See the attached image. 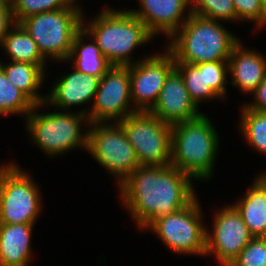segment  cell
Returning a JSON list of instances; mask_svg holds the SVG:
<instances>
[{
  "label": "cell",
  "mask_w": 266,
  "mask_h": 266,
  "mask_svg": "<svg viewBox=\"0 0 266 266\" xmlns=\"http://www.w3.org/2000/svg\"><path fill=\"white\" fill-rule=\"evenodd\" d=\"M190 180L173 166L140 165L119 187L127 209L144 229L195 199Z\"/></svg>",
  "instance_id": "obj_1"
},
{
  "label": "cell",
  "mask_w": 266,
  "mask_h": 266,
  "mask_svg": "<svg viewBox=\"0 0 266 266\" xmlns=\"http://www.w3.org/2000/svg\"><path fill=\"white\" fill-rule=\"evenodd\" d=\"M179 28L180 35L168 46L175 62L199 64L228 61L238 39L217 21L191 12Z\"/></svg>",
  "instance_id": "obj_2"
},
{
  "label": "cell",
  "mask_w": 266,
  "mask_h": 266,
  "mask_svg": "<svg viewBox=\"0 0 266 266\" xmlns=\"http://www.w3.org/2000/svg\"><path fill=\"white\" fill-rule=\"evenodd\" d=\"M218 142L214 127L203 114L173 124L170 166L191 178H208L214 167Z\"/></svg>",
  "instance_id": "obj_3"
},
{
  "label": "cell",
  "mask_w": 266,
  "mask_h": 266,
  "mask_svg": "<svg viewBox=\"0 0 266 266\" xmlns=\"http://www.w3.org/2000/svg\"><path fill=\"white\" fill-rule=\"evenodd\" d=\"M112 65H131L129 53L154 36L145 24L130 11L106 9L83 28Z\"/></svg>",
  "instance_id": "obj_4"
},
{
  "label": "cell",
  "mask_w": 266,
  "mask_h": 266,
  "mask_svg": "<svg viewBox=\"0 0 266 266\" xmlns=\"http://www.w3.org/2000/svg\"><path fill=\"white\" fill-rule=\"evenodd\" d=\"M81 10L70 5L55 11L31 15L19 22L37 43L45 58L68 59L75 35L83 28ZM47 55V56H46Z\"/></svg>",
  "instance_id": "obj_5"
},
{
  "label": "cell",
  "mask_w": 266,
  "mask_h": 266,
  "mask_svg": "<svg viewBox=\"0 0 266 266\" xmlns=\"http://www.w3.org/2000/svg\"><path fill=\"white\" fill-rule=\"evenodd\" d=\"M133 146L140 165L170 166L172 125L149 111H138L118 122Z\"/></svg>",
  "instance_id": "obj_6"
},
{
  "label": "cell",
  "mask_w": 266,
  "mask_h": 266,
  "mask_svg": "<svg viewBox=\"0 0 266 266\" xmlns=\"http://www.w3.org/2000/svg\"><path fill=\"white\" fill-rule=\"evenodd\" d=\"M18 168H0V224H34L41 208L37 186Z\"/></svg>",
  "instance_id": "obj_7"
},
{
  "label": "cell",
  "mask_w": 266,
  "mask_h": 266,
  "mask_svg": "<svg viewBox=\"0 0 266 266\" xmlns=\"http://www.w3.org/2000/svg\"><path fill=\"white\" fill-rule=\"evenodd\" d=\"M37 107L40 105H35L27 115V128L35 143L47 154L57 155L79 145L87 149L88 134H80V124L87 115L85 110L77 114L54 112L37 115L34 112Z\"/></svg>",
  "instance_id": "obj_8"
},
{
  "label": "cell",
  "mask_w": 266,
  "mask_h": 266,
  "mask_svg": "<svg viewBox=\"0 0 266 266\" xmlns=\"http://www.w3.org/2000/svg\"><path fill=\"white\" fill-rule=\"evenodd\" d=\"M99 124H90L94 126L87 132V151L107 170L120 177L121 184L140 166L136 152L118 122L115 126Z\"/></svg>",
  "instance_id": "obj_9"
},
{
  "label": "cell",
  "mask_w": 266,
  "mask_h": 266,
  "mask_svg": "<svg viewBox=\"0 0 266 266\" xmlns=\"http://www.w3.org/2000/svg\"><path fill=\"white\" fill-rule=\"evenodd\" d=\"M196 198L185 208L154 220L148 228L177 253H206V230Z\"/></svg>",
  "instance_id": "obj_10"
},
{
  "label": "cell",
  "mask_w": 266,
  "mask_h": 266,
  "mask_svg": "<svg viewBox=\"0 0 266 266\" xmlns=\"http://www.w3.org/2000/svg\"><path fill=\"white\" fill-rule=\"evenodd\" d=\"M94 98L93 108L86 115L89 124L116 118V122H119L138 112L135 108L131 111L127 109L131 99L129 65H113L99 80Z\"/></svg>",
  "instance_id": "obj_11"
},
{
  "label": "cell",
  "mask_w": 266,
  "mask_h": 266,
  "mask_svg": "<svg viewBox=\"0 0 266 266\" xmlns=\"http://www.w3.org/2000/svg\"><path fill=\"white\" fill-rule=\"evenodd\" d=\"M175 69L173 54L155 55L129 65L131 99L137 111H149L158 101L169 74ZM150 102V104H148Z\"/></svg>",
  "instance_id": "obj_12"
},
{
  "label": "cell",
  "mask_w": 266,
  "mask_h": 266,
  "mask_svg": "<svg viewBox=\"0 0 266 266\" xmlns=\"http://www.w3.org/2000/svg\"><path fill=\"white\" fill-rule=\"evenodd\" d=\"M213 234L206 232V253L214 251L219 262L229 266L254 238L234 206L218 212Z\"/></svg>",
  "instance_id": "obj_13"
},
{
  "label": "cell",
  "mask_w": 266,
  "mask_h": 266,
  "mask_svg": "<svg viewBox=\"0 0 266 266\" xmlns=\"http://www.w3.org/2000/svg\"><path fill=\"white\" fill-rule=\"evenodd\" d=\"M197 105L189 96L184 79L175 68L166 79L158 101L149 112L168 124H176L198 118Z\"/></svg>",
  "instance_id": "obj_14"
},
{
  "label": "cell",
  "mask_w": 266,
  "mask_h": 266,
  "mask_svg": "<svg viewBox=\"0 0 266 266\" xmlns=\"http://www.w3.org/2000/svg\"><path fill=\"white\" fill-rule=\"evenodd\" d=\"M142 5L140 11L130 12L139 18L148 30L155 35L163 32L165 35L175 36L179 31L180 18H182L187 5L191 0H139ZM180 24V25H179ZM178 30V31H177Z\"/></svg>",
  "instance_id": "obj_15"
},
{
  "label": "cell",
  "mask_w": 266,
  "mask_h": 266,
  "mask_svg": "<svg viewBox=\"0 0 266 266\" xmlns=\"http://www.w3.org/2000/svg\"><path fill=\"white\" fill-rule=\"evenodd\" d=\"M238 42L232 50L228 60V71L232 74L233 85L244 92H254L266 78V61L264 56L256 51L242 49Z\"/></svg>",
  "instance_id": "obj_16"
},
{
  "label": "cell",
  "mask_w": 266,
  "mask_h": 266,
  "mask_svg": "<svg viewBox=\"0 0 266 266\" xmlns=\"http://www.w3.org/2000/svg\"><path fill=\"white\" fill-rule=\"evenodd\" d=\"M99 78L84 74L75 69L74 72L62 77L54 86L45 103L67 108L79 105L95 97L98 89ZM49 101V102H48Z\"/></svg>",
  "instance_id": "obj_17"
},
{
  "label": "cell",
  "mask_w": 266,
  "mask_h": 266,
  "mask_svg": "<svg viewBox=\"0 0 266 266\" xmlns=\"http://www.w3.org/2000/svg\"><path fill=\"white\" fill-rule=\"evenodd\" d=\"M34 224H0V266H27Z\"/></svg>",
  "instance_id": "obj_18"
},
{
  "label": "cell",
  "mask_w": 266,
  "mask_h": 266,
  "mask_svg": "<svg viewBox=\"0 0 266 266\" xmlns=\"http://www.w3.org/2000/svg\"><path fill=\"white\" fill-rule=\"evenodd\" d=\"M241 202L233 206L253 237H266V175H261Z\"/></svg>",
  "instance_id": "obj_19"
},
{
  "label": "cell",
  "mask_w": 266,
  "mask_h": 266,
  "mask_svg": "<svg viewBox=\"0 0 266 266\" xmlns=\"http://www.w3.org/2000/svg\"><path fill=\"white\" fill-rule=\"evenodd\" d=\"M0 68L4 71L8 80L20 91H22L35 105L45 103L44 99L36 92L43 81L44 68L23 62H15L5 65L0 63Z\"/></svg>",
  "instance_id": "obj_20"
},
{
  "label": "cell",
  "mask_w": 266,
  "mask_h": 266,
  "mask_svg": "<svg viewBox=\"0 0 266 266\" xmlns=\"http://www.w3.org/2000/svg\"><path fill=\"white\" fill-rule=\"evenodd\" d=\"M83 35L87 36V33L82 28L74 37L68 60L77 55L74 61L76 70L101 79L113 65L102 55L96 42L82 44Z\"/></svg>",
  "instance_id": "obj_21"
},
{
  "label": "cell",
  "mask_w": 266,
  "mask_h": 266,
  "mask_svg": "<svg viewBox=\"0 0 266 266\" xmlns=\"http://www.w3.org/2000/svg\"><path fill=\"white\" fill-rule=\"evenodd\" d=\"M12 27L14 31H8L2 41V46L11 60L40 65L43 68L46 58L40 53L37 43L19 23H14Z\"/></svg>",
  "instance_id": "obj_22"
},
{
  "label": "cell",
  "mask_w": 266,
  "mask_h": 266,
  "mask_svg": "<svg viewBox=\"0 0 266 266\" xmlns=\"http://www.w3.org/2000/svg\"><path fill=\"white\" fill-rule=\"evenodd\" d=\"M175 68L182 75L189 96L197 106L202 99L219 97L207 84L206 62L199 64L175 62Z\"/></svg>",
  "instance_id": "obj_23"
},
{
  "label": "cell",
  "mask_w": 266,
  "mask_h": 266,
  "mask_svg": "<svg viewBox=\"0 0 266 266\" xmlns=\"http://www.w3.org/2000/svg\"><path fill=\"white\" fill-rule=\"evenodd\" d=\"M35 104L7 78L0 68V115L26 113L33 110Z\"/></svg>",
  "instance_id": "obj_24"
},
{
  "label": "cell",
  "mask_w": 266,
  "mask_h": 266,
  "mask_svg": "<svg viewBox=\"0 0 266 266\" xmlns=\"http://www.w3.org/2000/svg\"><path fill=\"white\" fill-rule=\"evenodd\" d=\"M242 133L252 147L266 154V112L254 111L243 107Z\"/></svg>",
  "instance_id": "obj_25"
},
{
  "label": "cell",
  "mask_w": 266,
  "mask_h": 266,
  "mask_svg": "<svg viewBox=\"0 0 266 266\" xmlns=\"http://www.w3.org/2000/svg\"><path fill=\"white\" fill-rule=\"evenodd\" d=\"M75 0H10L11 10L15 23L43 12L66 8Z\"/></svg>",
  "instance_id": "obj_26"
},
{
  "label": "cell",
  "mask_w": 266,
  "mask_h": 266,
  "mask_svg": "<svg viewBox=\"0 0 266 266\" xmlns=\"http://www.w3.org/2000/svg\"><path fill=\"white\" fill-rule=\"evenodd\" d=\"M194 8L191 13L212 20H237L236 9L232 0H191Z\"/></svg>",
  "instance_id": "obj_27"
},
{
  "label": "cell",
  "mask_w": 266,
  "mask_h": 266,
  "mask_svg": "<svg viewBox=\"0 0 266 266\" xmlns=\"http://www.w3.org/2000/svg\"><path fill=\"white\" fill-rule=\"evenodd\" d=\"M229 266H266V237H254Z\"/></svg>",
  "instance_id": "obj_28"
},
{
  "label": "cell",
  "mask_w": 266,
  "mask_h": 266,
  "mask_svg": "<svg viewBox=\"0 0 266 266\" xmlns=\"http://www.w3.org/2000/svg\"><path fill=\"white\" fill-rule=\"evenodd\" d=\"M236 9L237 20L256 21L260 27L266 25V11L261 0H232Z\"/></svg>",
  "instance_id": "obj_29"
},
{
  "label": "cell",
  "mask_w": 266,
  "mask_h": 266,
  "mask_svg": "<svg viewBox=\"0 0 266 266\" xmlns=\"http://www.w3.org/2000/svg\"><path fill=\"white\" fill-rule=\"evenodd\" d=\"M225 62V63H224ZM227 61H215V62H206V78L207 84L211 89L219 96L223 97L226 93L225 81L226 80V70H228ZM225 64L227 67H225Z\"/></svg>",
  "instance_id": "obj_30"
},
{
  "label": "cell",
  "mask_w": 266,
  "mask_h": 266,
  "mask_svg": "<svg viewBox=\"0 0 266 266\" xmlns=\"http://www.w3.org/2000/svg\"><path fill=\"white\" fill-rule=\"evenodd\" d=\"M256 103L246 105L245 107L254 111L266 112V78L259 84L253 92Z\"/></svg>",
  "instance_id": "obj_31"
},
{
  "label": "cell",
  "mask_w": 266,
  "mask_h": 266,
  "mask_svg": "<svg viewBox=\"0 0 266 266\" xmlns=\"http://www.w3.org/2000/svg\"><path fill=\"white\" fill-rule=\"evenodd\" d=\"M12 22L15 23L12 14H0V44L7 35L9 31L8 28L13 24Z\"/></svg>",
  "instance_id": "obj_32"
},
{
  "label": "cell",
  "mask_w": 266,
  "mask_h": 266,
  "mask_svg": "<svg viewBox=\"0 0 266 266\" xmlns=\"http://www.w3.org/2000/svg\"><path fill=\"white\" fill-rule=\"evenodd\" d=\"M0 14H12L10 0H0Z\"/></svg>",
  "instance_id": "obj_33"
},
{
  "label": "cell",
  "mask_w": 266,
  "mask_h": 266,
  "mask_svg": "<svg viewBox=\"0 0 266 266\" xmlns=\"http://www.w3.org/2000/svg\"><path fill=\"white\" fill-rule=\"evenodd\" d=\"M261 1H262V5H263V7H264V9L266 11V0H261Z\"/></svg>",
  "instance_id": "obj_34"
}]
</instances>
